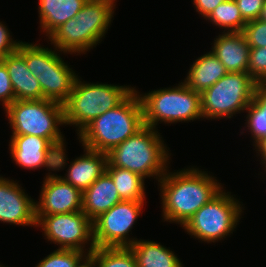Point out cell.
I'll list each match as a JSON object with an SVG mask.
<instances>
[{
  "label": "cell",
  "instance_id": "cell-15",
  "mask_svg": "<svg viewBox=\"0 0 266 267\" xmlns=\"http://www.w3.org/2000/svg\"><path fill=\"white\" fill-rule=\"evenodd\" d=\"M8 71L15 100H40L42 89L38 79L31 73L25 62V42L17 50L1 59Z\"/></svg>",
  "mask_w": 266,
  "mask_h": 267
},
{
  "label": "cell",
  "instance_id": "cell-33",
  "mask_svg": "<svg viewBox=\"0 0 266 267\" xmlns=\"http://www.w3.org/2000/svg\"><path fill=\"white\" fill-rule=\"evenodd\" d=\"M10 30L3 21H0V59L17 50L22 41L14 40Z\"/></svg>",
  "mask_w": 266,
  "mask_h": 267
},
{
  "label": "cell",
  "instance_id": "cell-24",
  "mask_svg": "<svg viewBox=\"0 0 266 267\" xmlns=\"http://www.w3.org/2000/svg\"><path fill=\"white\" fill-rule=\"evenodd\" d=\"M106 172L111 176L121 200L145 201V178L127 169L113 167L107 162Z\"/></svg>",
  "mask_w": 266,
  "mask_h": 267
},
{
  "label": "cell",
  "instance_id": "cell-34",
  "mask_svg": "<svg viewBox=\"0 0 266 267\" xmlns=\"http://www.w3.org/2000/svg\"><path fill=\"white\" fill-rule=\"evenodd\" d=\"M226 0H193V6L199 16L206 19L211 12L222 2Z\"/></svg>",
  "mask_w": 266,
  "mask_h": 267
},
{
  "label": "cell",
  "instance_id": "cell-30",
  "mask_svg": "<svg viewBox=\"0 0 266 267\" xmlns=\"http://www.w3.org/2000/svg\"><path fill=\"white\" fill-rule=\"evenodd\" d=\"M248 73L256 81H266V47L250 48Z\"/></svg>",
  "mask_w": 266,
  "mask_h": 267
},
{
  "label": "cell",
  "instance_id": "cell-35",
  "mask_svg": "<svg viewBox=\"0 0 266 267\" xmlns=\"http://www.w3.org/2000/svg\"><path fill=\"white\" fill-rule=\"evenodd\" d=\"M254 98L262 106H266V81H261L256 83L254 90Z\"/></svg>",
  "mask_w": 266,
  "mask_h": 267
},
{
  "label": "cell",
  "instance_id": "cell-18",
  "mask_svg": "<svg viewBox=\"0 0 266 267\" xmlns=\"http://www.w3.org/2000/svg\"><path fill=\"white\" fill-rule=\"evenodd\" d=\"M47 39L63 54L81 55L91 50V33H84L83 7L76 17L58 27Z\"/></svg>",
  "mask_w": 266,
  "mask_h": 267
},
{
  "label": "cell",
  "instance_id": "cell-32",
  "mask_svg": "<svg viewBox=\"0 0 266 267\" xmlns=\"http://www.w3.org/2000/svg\"><path fill=\"white\" fill-rule=\"evenodd\" d=\"M266 0H235L246 22L259 19Z\"/></svg>",
  "mask_w": 266,
  "mask_h": 267
},
{
  "label": "cell",
  "instance_id": "cell-23",
  "mask_svg": "<svg viewBox=\"0 0 266 267\" xmlns=\"http://www.w3.org/2000/svg\"><path fill=\"white\" fill-rule=\"evenodd\" d=\"M137 267H184L174 251L157 241L138 239L129 247Z\"/></svg>",
  "mask_w": 266,
  "mask_h": 267
},
{
  "label": "cell",
  "instance_id": "cell-9",
  "mask_svg": "<svg viewBox=\"0 0 266 267\" xmlns=\"http://www.w3.org/2000/svg\"><path fill=\"white\" fill-rule=\"evenodd\" d=\"M256 81L248 72H228L201 93L203 119H231L247 109L254 98Z\"/></svg>",
  "mask_w": 266,
  "mask_h": 267
},
{
  "label": "cell",
  "instance_id": "cell-37",
  "mask_svg": "<svg viewBox=\"0 0 266 267\" xmlns=\"http://www.w3.org/2000/svg\"><path fill=\"white\" fill-rule=\"evenodd\" d=\"M78 267H94L92 260L87 257Z\"/></svg>",
  "mask_w": 266,
  "mask_h": 267
},
{
  "label": "cell",
  "instance_id": "cell-10",
  "mask_svg": "<svg viewBox=\"0 0 266 267\" xmlns=\"http://www.w3.org/2000/svg\"><path fill=\"white\" fill-rule=\"evenodd\" d=\"M36 227H40L44 239L56 244L58 249L79 250L89 255L96 248L93 222L83 211L36 215Z\"/></svg>",
  "mask_w": 266,
  "mask_h": 267
},
{
  "label": "cell",
  "instance_id": "cell-12",
  "mask_svg": "<svg viewBox=\"0 0 266 267\" xmlns=\"http://www.w3.org/2000/svg\"><path fill=\"white\" fill-rule=\"evenodd\" d=\"M9 141L10 157L18 167L47 168V176L67 168L66 145L58 150L48 139L32 135L11 136Z\"/></svg>",
  "mask_w": 266,
  "mask_h": 267
},
{
  "label": "cell",
  "instance_id": "cell-5",
  "mask_svg": "<svg viewBox=\"0 0 266 267\" xmlns=\"http://www.w3.org/2000/svg\"><path fill=\"white\" fill-rule=\"evenodd\" d=\"M11 136L32 135L48 139L58 150L66 145L60 126L64 122V106L55 101L15 100L4 109Z\"/></svg>",
  "mask_w": 266,
  "mask_h": 267
},
{
  "label": "cell",
  "instance_id": "cell-4",
  "mask_svg": "<svg viewBox=\"0 0 266 267\" xmlns=\"http://www.w3.org/2000/svg\"><path fill=\"white\" fill-rule=\"evenodd\" d=\"M136 88L108 83H91L77 77L64 106L65 125L78 134L93 119L120 105Z\"/></svg>",
  "mask_w": 266,
  "mask_h": 267
},
{
  "label": "cell",
  "instance_id": "cell-2",
  "mask_svg": "<svg viewBox=\"0 0 266 267\" xmlns=\"http://www.w3.org/2000/svg\"><path fill=\"white\" fill-rule=\"evenodd\" d=\"M143 126L142 102L135 89L120 105L93 119L77 138L85 148L109 153Z\"/></svg>",
  "mask_w": 266,
  "mask_h": 267
},
{
  "label": "cell",
  "instance_id": "cell-21",
  "mask_svg": "<svg viewBox=\"0 0 266 267\" xmlns=\"http://www.w3.org/2000/svg\"><path fill=\"white\" fill-rule=\"evenodd\" d=\"M117 0H88L83 6L84 33H91V49L102 42L114 19Z\"/></svg>",
  "mask_w": 266,
  "mask_h": 267
},
{
  "label": "cell",
  "instance_id": "cell-27",
  "mask_svg": "<svg viewBox=\"0 0 266 267\" xmlns=\"http://www.w3.org/2000/svg\"><path fill=\"white\" fill-rule=\"evenodd\" d=\"M245 127L251 134L253 147L256 148L261 142L266 140V106H262L255 98L247 109Z\"/></svg>",
  "mask_w": 266,
  "mask_h": 267
},
{
  "label": "cell",
  "instance_id": "cell-3",
  "mask_svg": "<svg viewBox=\"0 0 266 267\" xmlns=\"http://www.w3.org/2000/svg\"><path fill=\"white\" fill-rule=\"evenodd\" d=\"M157 130L144 125L107 153L108 162L113 167L130 170L145 179L152 177L159 181L170 168L172 154Z\"/></svg>",
  "mask_w": 266,
  "mask_h": 267
},
{
  "label": "cell",
  "instance_id": "cell-38",
  "mask_svg": "<svg viewBox=\"0 0 266 267\" xmlns=\"http://www.w3.org/2000/svg\"><path fill=\"white\" fill-rule=\"evenodd\" d=\"M259 19L266 22V1L264 3V6L262 7V11H261V15Z\"/></svg>",
  "mask_w": 266,
  "mask_h": 267
},
{
  "label": "cell",
  "instance_id": "cell-17",
  "mask_svg": "<svg viewBox=\"0 0 266 267\" xmlns=\"http://www.w3.org/2000/svg\"><path fill=\"white\" fill-rule=\"evenodd\" d=\"M211 43L212 53L228 72H248L250 46L242 32H220Z\"/></svg>",
  "mask_w": 266,
  "mask_h": 267
},
{
  "label": "cell",
  "instance_id": "cell-16",
  "mask_svg": "<svg viewBox=\"0 0 266 267\" xmlns=\"http://www.w3.org/2000/svg\"><path fill=\"white\" fill-rule=\"evenodd\" d=\"M82 149L84 154L73 159L65 170L67 173L59 177L83 192L106 172L108 155L85 147Z\"/></svg>",
  "mask_w": 266,
  "mask_h": 267
},
{
  "label": "cell",
  "instance_id": "cell-25",
  "mask_svg": "<svg viewBox=\"0 0 266 267\" xmlns=\"http://www.w3.org/2000/svg\"><path fill=\"white\" fill-rule=\"evenodd\" d=\"M205 20L224 29L221 31L224 33L242 32L247 23L235 0H226L219 4Z\"/></svg>",
  "mask_w": 266,
  "mask_h": 267
},
{
  "label": "cell",
  "instance_id": "cell-29",
  "mask_svg": "<svg viewBox=\"0 0 266 267\" xmlns=\"http://www.w3.org/2000/svg\"><path fill=\"white\" fill-rule=\"evenodd\" d=\"M250 48L266 47V22L260 19L249 21L242 30Z\"/></svg>",
  "mask_w": 266,
  "mask_h": 267
},
{
  "label": "cell",
  "instance_id": "cell-31",
  "mask_svg": "<svg viewBox=\"0 0 266 267\" xmlns=\"http://www.w3.org/2000/svg\"><path fill=\"white\" fill-rule=\"evenodd\" d=\"M0 101L5 109L15 101V94L4 62L0 59Z\"/></svg>",
  "mask_w": 266,
  "mask_h": 267
},
{
  "label": "cell",
  "instance_id": "cell-11",
  "mask_svg": "<svg viewBox=\"0 0 266 267\" xmlns=\"http://www.w3.org/2000/svg\"><path fill=\"white\" fill-rule=\"evenodd\" d=\"M144 201L122 200L93 221V240L97 248L130 247L138 238L129 233L142 214Z\"/></svg>",
  "mask_w": 266,
  "mask_h": 267
},
{
  "label": "cell",
  "instance_id": "cell-14",
  "mask_svg": "<svg viewBox=\"0 0 266 267\" xmlns=\"http://www.w3.org/2000/svg\"><path fill=\"white\" fill-rule=\"evenodd\" d=\"M13 179L0 175V222L35 226V200Z\"/></svg>",
  "mask_w": 266,
  "mask_h": 267
},
{
  "label": "cell",
  "instance_id": "cell-26",
  "mask_svg": "<svg viewBox=\"0 0 266 267\" xmlns=\"http://www.w3.org/2000/svg\"><path fill=\"white\" fill-rule=\"evenodd\" d=\"M88 257L94 267H137L129 247L95 248Z\"/></svg>",
  "mask_w": 266,
  "mask_h": 267
},
{
  "label": "cell",
  "instance_id": "cell-7",
  "mask_svg": "<svg viewBox=\"0 0 266 267\" xmlns=\"http://www.w3.org/2000/svg\"><path fill=\"white\" fill-rule=\"evenodd\" d=\"M43 46L25 42L26 65L39 81L42 99L63 105L73 90L78 74L62 59V52Z\"/></svg>",
  "mask_w": 266,
  "mask_h": 267
},
{
  "label": "cell",
  "instance_id": "cell-36",
  "mask_svg": "<svg viewBox=\"0 0 266 267\" xmlns=\"http://www.w3.org/2000/svg\"><path fill=\"white\" fill-rule=\"evenodd\" d=\"M256 151L257 157L260 159V164L263 167V170H266V140L264 142H261L256 148H254Z\"/></svg>",
  "mask_w": 266,
  "mask_h": 267
},
{
  "label": "cell",
  "instance_id": "cell-20",
  "mask_svg": "<svg viewBox=\"0 0 266 267\" xmlns=\"http://www.w3.org/2000/svg\"><path fill=\"white\" fill-rule=\"evenodd\" d=\"M88 0H39L40 32L49 37L58 27L76 17ZM42 29V30H41Z\"/></svg>",
  "mask_w": 266,
  "mask_h": 267
},
{
  "label": "cell",
  "instance_id": "cell-19",
  "mask_svg": "<svg viewBox=\"0 0 266 267\" xmlns=\"http://www.w3.org/2000/svg\"><path fill=\"white\" fill-rule=\"evenodd\" d=\"M122 201L111 176L104 172L82 194V211L93 222L101 214Z\"/></svg>",
  "mask_w": 266,
  "mask_h": 267
},
{
  "label": "cell",
  "instance_id": "cell-1",
  "mask_svg": "<svg viewBox=\"0 0 266 267\" xmlns=\"http://www.w3.org/2000/svg\"><path fill=\"white\" fill-rule=\"evenodd\" d=\"M175 171V172H174ZM167 170L158 181L162 205V220L169 223L184 224L202 206L207 204L222 189L214 175L199 167H185L181 170Z\"/></svg>",
  "mask_w": 266,
  "mask_h": 267
},
{
  "label": "cell",
  "instance_id": "cell-22",
  "mask_svg": "<svg viewBox=\"0 0 266 267\" xmlns=\"http://www.w3.org/2000/svg\"><path fill=\"white\" fill-rule=\"evenodd\" d=\"M227 73L225 66L210 50L195 59L183 82L193 91L202 93Z\"/></svg>",
  "mask_w": 266,
  "mask_h": 267
},
{
  "label": "cell",
  "instance_id": "cell-28",
  "mask_svg": "<svg viewBox=\"0 0 266 267\" xmlns=\"http://www.w3.org/2000/svg\"><path fill=\"white\" fill-rule=\"evenodd\" d=\"M87 257V253L79 250L56 248L35 267H78Z\"/></svg>",
  "mask_w": 266,
  "mask_h": 267
},
{
  "label": "cell",
  "instance_id": "cell-13",
  "mask_svg": "<svg viewBox=\"0 0 266 267\" xmlns=\"http://www.w3.org/2000/svg\"><path fill=\"white\" fill-rule=\"evenodd\" d=\"M35 201V215H53L82 211L83 192L65 182L56 172L45 175Z\"/></svg>",
  "mask_w": 266,
  "mask_h": 267
},
{
  "label": "cell",
  "instance_id": "cell-8",
  "mask_svg": "<svg viewBox=\"0 0 266 267\" xmlns=\"http://www.w3.org/2000/svg\"><path fill=\"white\" fill-rule=\"evenodd\" d=\"M226 191L223 188L184 224L182 229L193 239L218 243L233 234L239 220L243 218L242 210L245 207H242L244 204L235 195Z\"/></svg>",
  "mask_w": 266,
  "mask_h": 267
},
{
  "label": "cell",
  "instance_id": "cell-6",
  "mask_svg": "<svg viewBox=\"0 0 266 267\" xmlns=\"http://www.w3.org/2000/svg\"><path fill=\"white\" fill-rule=\"evenodd\" d=\"M137 92L142 102L146 126L157 129L159 123L163 122L171 125L191 120L200 121V118L203 120L201 93L190 89L182 80L175 87L149 90L148 93Z\"/></svg>",
  "mask_w": 266,
  "mask_h": 267
}]
</instances>
